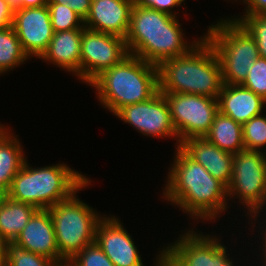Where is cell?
Masks as SVG:
<instances>
[{
	"mask_svg": "<svg viewBox=\"0 0 266 266\" xmlns=\"http://www.w3.org/2000/svg\"><path fill=\"white\" fill-rule=\"evenodd\" d=\"M174 152L162 197L195 220L214 221L229 208L226 186L180 147Z\"/></svg>",
	"mask_w": 266,
	"mask_h": 266,
	"instance_id": "1",
	"label": "cell"
},
{
	"mask_svg": "<svg viewBox=\"0 0 266 266\" xmlns=\"http://www.w3.org/2000/svg\"><path fill=\"white\" fill-rule=\"evenodd\" d=\"M114 115L145 136L174 137L177 144L175 148L181 144L177 140L178 135L171 119L169 104L160 91L145 102L122 107Z\"/></svg>",
	"mask_w": 266,
	"mask_h": 266,
	"instance_id": "12",
	"label": "cell"
},
{
	"mask_svg": "<svg viewBox=\"0 0 266 266\" xmlns=\"http://www.w3.org/2000/svg\"><path fill=\"white\" fill-rule=\"evenodd\" d=\"M133 5L134 0H92L84 26L92 31L125 39Z\"/></svg>",
	"mask_w": 266,
	"mask_h": 266,
	"instance_id": "15",
	"label": "cell"
},
{
	"mask_svg": "<svg viewBox=\"0 0 266 266\" xmlns=\"http://www.w3.org/2000/svg\"><path fill=\"white\" fill-rule=\"evenodd\" d=\"M7 198H8V190L0 187V207L4 204Z\"/></svg>",
	"mask_w": 266,
	"mask_h": 266,
	"instance_id": "38",
	"label": "cell"
},
{
	"mask_svg": "<svg viewBox=\"0 0 266 266\" xmlns=\"http://www.w3.org/2000/svg\"><path fill=\"white\" fill-rule=\"evenodd\" d=\"M241 85L266 101V58L259 57L255 60Z\"/></svg>",
	"mask_w": 266,
	"mask_h": 266,
	"instance_id": "28",
	"label": "cell"
},
{
	"mask_svg": "<svg viewBox=\"0 0 266 266\" xmlns=\"http://www.w3.org/2000/svg\"><path fill=\"white\" fill-rule=\"evenodd\" d=\"M55 266H75V265L72 264L70 261H62L57 263Z\"/></svg>",
	"mask_w": 266,
	"mask_h": 266,
	"instance_id": "40",
	"label": "cell"
},
{
	"mask_svg": "<svg viewBox=\"0 0 266 266\" xmlns=\"http://www.w3.org/2000/svg\"><path fill=\"white\" fill-rule=\"evenodd\" d=\"M14 242L32 253L59 263L55 231L48 209H38Z\"/></svg>",
	"mask_w": 266,
	"mask_h": 266,
	"instance_id": "16",
	"label": "cell"
},
{
	"mask_svg": "<svg viewBox=\"0 0 266 266\" xmlns=\"http://www.w3.org/2000/svg\"><path fill=\"white\" fill-rule=\"evenodd\" d=\"M179 239L160 250L168 266H234L218 237L188 229Z\"/></svg>",
	"mask_w": 266,
	"mask_h": 266,
	"instance_id": "9",
	"label": "cell"
},
{
	"mask_svg": "<svg viewBox=\"0 0 266 266\" xmlns=\"http://www.w3.org/2000/svg\"><path fill=\"white\" fill-rule=\"evenodd\" d=\"M29 57L12 26L0 29V75L24 64Z\"/></svg>",
	"mask_w": 266,
	"mask_h": 266,
	"instance_id": "23",
	"label": "cell"
},
{
	"mask_svg": "<svg viewBox=\"0 0 266 266\" xmlns=\"http://www.w3.org/2000/svg\"><path fill=\"white\" fill-rule=\"evenodd\" d=\"M13 135L9 128L0 135V187L6 190L27 159L20 140Z\"/></svg>",
	"mask_w": 266,
	"mask_h": 266,
	"instance_id": "20",
	"label": "cell"
},
{
	"mask_svg": "<svg viewBox=\"0 0 266 266\" xmlns=\"http://www.w3.org/2000/svg\"><path fill=\"white\" fill-rule=\"evenodd\" d=\"M70 262L75 266H115L96 242L84 247Z\"/></svg>",
	"mask_w": 266,
	"mask_h": 266,
	"instance_id": "29",
	"label": "cell"
},
{
	"mask_svg": "<svg viewBox=\"0 0 266 266\" xmlns=\"http://www.w3.org/2000/svg\"><path fill=\"white\" fill-rule=\"evenodd\" d=\"M48 5V0H22V8L43 7Z\"/></svg>",
	"mask_w": 266,
	"mask_h": 266,
	"instance_id": "34",
	"label": "cell"
},
{
	"mask_svg": "<svg viewBox=\"0 0 266 266\" xmlns=\"http://www.w3.org/2000/svg\"><path fill=\"white\" fill-rule=\"evenodd\" d=\"M161 93L198 94L217 98L223 81L221 65L211 43L200 37L187 53L158 66Z\"/></svg>",
	"mask_w": 266,
	"mask_h": 266,
	"instance_id": "3",
	"label": "cell"
},
{
	"mask_svg": "<svg viewBox=\"0 0 266 266\" xmlns=\"http://www.w3.org/2000/svg\"><path fill=\"white\" fill-rule=\"evenodd\" d=\"M84 28L58 31L47 50L39 58L50 62L62 70L73 72L81 80V37Z\"/></svg>",
	"mask_w": 266,
	"mask_h": 266,
	"instance_id": "19",
	"label": "cell"
},
{
	"mask_svg": "<svg viewBox=\"0 0 266 266\" xmlns=\"http://www.w3.org/2000/svg\"><path fill=\"white\" fill-rule=\"evenodd\" d=\"M48 208L52 217L59 251V262L70 261L84 247L95 242L96 229L101 216L76 196Z\"/></svg>",
	"mask_w": 266,
	"mask_h": 266,
	"instance_id": "7",
	"label": "cell"
},
{
	"mask_svg": "<svg viewBox=\"0 0 266 266\" xmlns=\"http://www.w3.org/2000/svg\"><path fill=\"white\" fill-rule=\"evenodd\" d=\"M242 134L246 150L261 152L264 150L266 153V115L260 114L244 123L242 125Z\"/></svg>",
	"mask_w": 266,
	"mask_h": 266,
	"instance_id": "24",
	"label": "cell"
},
{
	"mask_svg": "<svg viewBox=\"0 0 266 266\" xmlns=\"http://www.w3.org/2000/svg\"><path fill=\"white\" fill-rule=\"evenodd\" d=\"M116 216H104L96 229L95 242L115 266H144L132 235Z\"/></svg>",
	"mask_w": 266,
	"mask_h": 266,
	"instance_id": "14",
	"label": "cell"
},
{
	"mask_svg": "<svg viewBox=\"0 0 266 266\" xmlns=\"http://www.w3.org/2000/svg\"><path fill=\"white\" fill-rule=\"evenodd\" d=\"M7 252V241L0 234V266H5Z\"/></svg>",
	"mask_w": 266,
	"mask_h": 266,
	"instance_id": "35",
	"label": "cell"
},
{
	"mask_svg": "<svg viewBox=\"0 0 266 266\" xmlns=\"http://www.w3.org/2000/svg\"><path fill=\"white\" fill-rule=\"evenodd\" d=\"M226 188L228 199L239 198L249 218L257 220L266 205V153L246 149L234 153L231 180Z\"/></svg>",
	"mask_w": 266,
	"mask_h": 266,
	"instance_id": "8",
	"label": "cell"
},
{
	"mask_svg": "<svg viewBox=\"0 0 266 266\" xmlns=\"http://www.w3.org/2000/svg\"><path fill=\"white\" fill-rule=\"evenodd\" d=\"M204 137L221 150L233 154L245 149L242 124L220 112L216 114L209 132Z\"/></svg>",
	"mask_w": 266,
	"mask_h": 266,
	"instance_id": "21",
	"label": "cell"
},
{
	"mask_svg": "<svg viewBox=\"0 0 266 266\" xmlns=\"http://www.w3.org/2000/svg\"><path fill=\"white\" fill-rule=\"evenodd\" d=\"M191 159L200 163L214 178L229 185L232 175L233 153L221 150L205 137H193L179 146Z\"/></svg>",
	"mask_w": 266,
	"mask_h": 266,
	"instance_id": "17",
	"label": "cell"
},
{
	"mask_svg": "<svg viewBox=\"0 0 266 266\" xmlns=\"http://www.w3.org/2000/svg\"><path fill=\"white\" fill-rule=\"evenodd\" d=\"M182 2L184 3L185 0H134L137 5L162 11L175 17L177 13L172 9L181 6Z\"/></svg>",
	"mask_w": 266,
	"mask_h": 266,
	"instance_id": "30",
	"label": "cell"
},
{
	"mask_svg": "<svg viewBox=\"0 0 266 266\" xmlns=\"http://www.w3.org/2000/svg\"><path fill=\"white\" fill-rule=\"evenodd\" d=\"M155 260L156 266H168L165 258L161 254H158Z\"/></svg>",
	"mask_w": 266,
	"mask_h": 266,
	"instance_id": "39",
	"label": "cell"
},
{
	"mask_svg": "<svg viewBox=\"0 0 266 266\" xmlns=\"http://www.w3.org/2000/svg\"><path fill=\"white\" fill-rule=\"evenodd\" d=\"M56 263L39 254L32 253L15 242H7L5 266H55Z\"/></svg>",
	"mask_w": 266,
	"mask_h": 266,
	"instance_id": "25",
	"label": "cell"
},
{
	"mask_svg": "<svg viewBox=\"0 0 266 266\" xmlns=\"http://www.w3.org/2000/svg\"><path fill=\"white\" fill-rule=\"evenodd\" d=\"M8 2V5L14 9H22V0H6Z\"/></svg>",
	"mask_w": 266,
	"mask_h": 266,
	"instance_id": "37",
	"label": "cell"
},
{
	"mask_svg": "<svg viewBox=\"0 0 266 266\" xmlns=\"http://www.w3.org/2000/svg\"><path fill=\"white\" fill-rule=\"evenodd\" d=\"M91 1L92 0H48V3L68 5L75 13L85 20L90 11Z\"/></svg>",
	"mask_w": 266,
	"mask_h": 266,
	"instance_id": "31",
	"label": "cell"
},
{
	"mask_svg": "<svg viewBox=\"0 0 266 266\" xmlns=\"http://www.w3.org/2000/svg\"><path fill=\"white\" fill-rule=\"evenodd\" d=\"M37 210L28 203L8 197L0 207V234L7 242H14Z\"/></svg>",
	"mask_w": 266,
	"mask_h": 266,
	"instance_id": "22",
	"label": "cell"
},
{
	"mask_svg": "<svg viewBox=\"0 0 266 266\" xmlns=\"http://www.w3.org/2000/svg\"><path fill=\"white\" fill-rule=\"evenodd\" d=\"M263 231V233L261 232L260 234H263L264 236H262L263 238H261V239H263V241H261V243H263V249H261L262 251H263V257L261 258L262 259V262H263V259H264V265H262V266H265L266 265V226H265V231L264 230H262Z\"/></svg>",
	"mask_w": 266,
	"mask_h": 266,
	"instance_id": "36",
	"label": "cell"
},
{
	"mask_svg": "<svg viewBox=\"0 0 266 266\" xmlns=\"http://www.w3.org/2000/svg\"><path fill=\"white\" fill-rule=\"evenodd\" d=\"M203 36L211 43L219 59L223 84H242L250 67L260 57L253 37L231 17L211 24Z\"/></svg>",
	"mask_w": 266,
	"mask_h": 266,
	"instance_id": "6",
	"label": "cell"
},
{
	"mask_svg": "<svg viewBox=\"0 0 266 266\" xmlns=\"http://www.w3.org/2000/svg\"><path fill=\"white\" fill-rule=\"evenodd\" d=\"M246 6L243 15L266 14V0H242Z\"/></svg>",
	"mask_w": 266,
	"mask_h": 266,
	"instance_id": "33",
	"label": "cell"
},
{
	"mask_svg": "<svg viewBox=\"0 0 266 266\" xmlns=\"http://www.w3.org/2000/svg\"><path fill=\"white\" fill-rule=\"evenodd\" d=\"M53 32L85 28L84 20L68 5L48 3Z\"/></svg>",
	"mask_w": 266,
	"mask_h": 266,
	"instance_id": "26",
	"label": "cell"
},
{
	"mask_svg": "<svg viewBox=\"0 0 266 266\" xmlns=\"http://www.w3.org/2000/svg\"><path fill=\"white\" fill-rule=\"evenodd\" d=\"M8 128V126H3L0 124V135Z\"/></svg>",
	"mask_w": 266,
	"mask_h": 266,
	"instance_id": "41",
	"label": "cell"
},
{
	"mask_svg": "<svg viewBox=\"0 0 266 266\" xmlns=\"http://www.w3.org/2000/svg\"><path fill=\"white\" fill-rule=\"evenodd\" d=\"M177 16L134 3L125 37L129 54L159 66L163 61L180 57L199 41H184Z\"/></svg>",
	"mask_w": 266,
	"mask_h": 266,
	"instance_id": "2",
	"label": "cell"
},
{
	"mask_svg": "<svg viewBox=\"0 0 266 266\" xmlns=\"http://www.w3.org/2000/svg\"><path fill=\"white\" fill-rule=\"evenodd\" d=\"M89 86L95 88L100 104L114 115L122 107L145 102L159 91L158 66L129 54Z\"/></svg>",
	"mask_w": 266,
	"mask_h": 266,
	"instance_id": "4",
	"label": "cell"
},
{
	"mask_svg": "<svg viewBox=\"0 0 266 266\" xmlns=\"http://www.w3.org/2000/svg\"><path fill=\"white\" fill-rule=\"evenodd\" d=\"M231 19L248 31L257 44L260 57L266 58V14L240 15Z\"/></svg>",
	"mask_w": 266,
	"mask_h": 266,
	"instance_id": "27",
	"label": "cell"
},
{
	"mask_svg": "<svg viewBox=\"0 0 266 266\" xmlns=\"http://www.w3.org/2000/svg\"><path fill=\"white\" fill-rule=\"evenodd\" d=\"M12 27L29 59L33 56L39 59L54 34L48 5L15 10Z\"/></svg>",
	"mask_w": 266,
	"mask_h": 266,
	"instance_id": "13",
	"label": "cell"
},
{
	"mask_svg": "<svg viewBox=\"0 0 266 266\" xmlns=\"http://www.w3.org/2000/svg\"><path fill=\"white\" fill-rule=\"evenodd\" d=\"M170 108L171 119L180 143L193 137H204L218 111L217 98L198 94L162 93Z\"/></svg>",
	"mask_w": 266,
	"mask_h": 266,
	"instance_id": "10",
	"label": "cell"
},
{
	"mask_svg": "<svg viewBox=\"0 0 266 266\" xmlns=\"http://www.w3.org/2000/svg\"><path fill=\"white\" fill-rule=\"evenodd\" d=\"M218 111L244 124L252 117L262 114L266 101L253 91L239 85L223 84L217 97Z\"/></svg>",
	"mask_w": 266,
	"mask_h": 266,
	"instance_id": "18",
	"label": "cell"
},
{
	"mask_svg": "<svg viewBox=\"0 0 266 266\" xmlns=\"http://www.w3.org/2000/svg\"><path fill=\"white\" fill-rule=\"evenodd\" d=\"M91 180L67 164L32 168L27 159L14 176L8 197L37 209H48L89 187Z\"/></svg>",
	"mask_w": 266,
	"mask_h": 266,
	"instance_id": "5",
	"label": "cell"
},
{
	"mask_svg": "<svg viewBox=\"0 0 266 266\" xmlns=\"http://www.w3.org/2000/svg\"><path fill=\"white\" fill-rule=\"evenodd\" d=\"M81 81L89 85L103 71L129 55L124 38L84 28L81 37Z\"/></svg>",
	"mask_w": 266,
	"mask_h": 266,
	"instance_id": "11",
	"label": "cell"
},
{
	"mask_svg": "<svg viewBox=\"0 0 266 266\" xmlns=\"http://www.w3.org/2000/svg\"><path fill=\"white\" fill-rule=\"evenodd\" d=\"M14 11L6 0H0V29L12 26Z\"/></svg>",
	"mask_w": 266,
	"mask_h": 266,
	"instance_id": "32",
	"label": "cell"
}]
</instances>
